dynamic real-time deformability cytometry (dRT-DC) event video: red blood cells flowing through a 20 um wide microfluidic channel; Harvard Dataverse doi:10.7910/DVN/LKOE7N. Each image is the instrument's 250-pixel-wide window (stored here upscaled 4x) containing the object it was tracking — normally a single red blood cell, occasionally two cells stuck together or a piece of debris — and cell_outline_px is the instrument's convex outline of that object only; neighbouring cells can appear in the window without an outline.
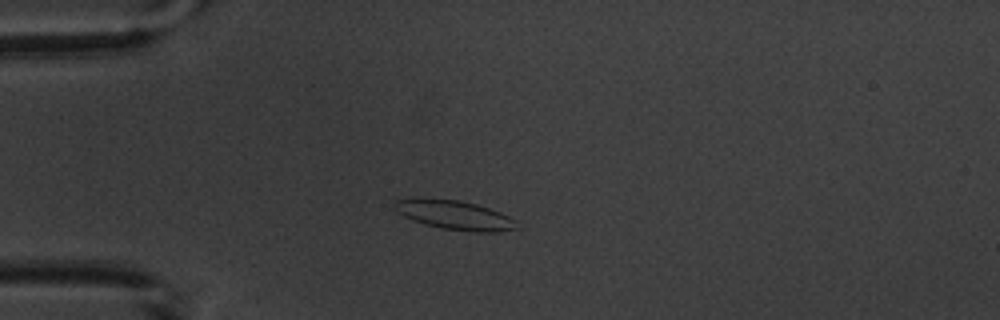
{"species": "common noctule bat (a hibernating species)", "species_latin": "Nyctalus noctula", "temperature_condition": "warm", "stored_images_in_passage": 6, "camera_frame_rate_fps": 3000, "um_per_image_px": 0.085, "animal": {"sex": "male", "body_mass_g": 20.1, "forearm_length_mm": 53.5}, "frame": {"image": 1, "passage_image": 3, "time_ms": 2.333, "image_size_px": [1000, 320], "cell_outline_px": [[520, 228], [496, 232], [472, 232], [440, 228], [424, 224], [412, 220], [396, 212], [392, 208], [392, 204], [396, 200], [416, 196], [460, 200], [476, 204], [500, 212], [516, 220]], "centroid_in_image_um": [38.58, 18.26], "position_along_channel_um": 46.4, "area_um2": 21.44}}
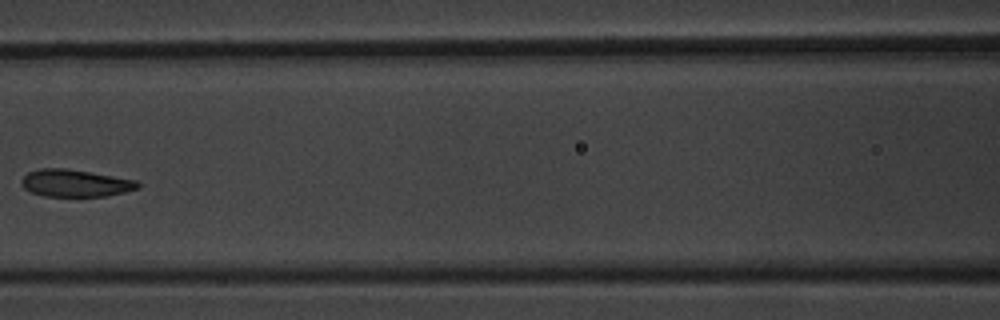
{"frame": {"image": 2, "passage_image": 6, "time_ms": 6.0, "image_size_px": [1000, 320], "cell_outline_px": [[140, 188], [108, 196], [44, 196], [32, 192], [24, 188], [20, 180], [28, 172], [40, 168], [68, 168], [136, 180], [140, 184]], "centroid_in_image_um": [6.4, 15.56], "position_along_channel_um": 160.2, "area_um2": 18.5}}